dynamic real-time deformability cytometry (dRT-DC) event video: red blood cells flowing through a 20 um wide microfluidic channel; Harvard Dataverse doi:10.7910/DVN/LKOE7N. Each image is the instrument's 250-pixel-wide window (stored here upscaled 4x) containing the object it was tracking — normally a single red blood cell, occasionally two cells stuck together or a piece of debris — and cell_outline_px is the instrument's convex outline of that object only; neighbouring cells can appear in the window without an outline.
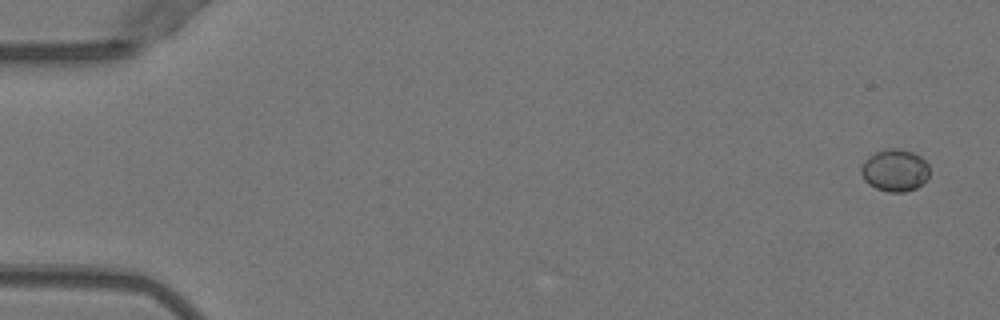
{"species": "Egyptian fruit bat (a non-hibernating species)", "species_latin": "Rousettus aegyptiacus", "temperature_condition": "warm", "stored_images_in_passage": 5, "camera_frame_rate_fps": 3000, "um_per_image_px": 0.085, "animal": {"sex": "female"}, "frame": {"image": 1, "passage_image": 1, "time_ms": 0.0, "image_size_px": [1000, 320], "cell_outline_px": [[928, 176], [916, 188], [904, 192], [888, 192], [876, 188], [868, 184], [864, 180], [860, 172], [860, 168], [864, 160], [868, 156], [876, 152], [888, 148], [900, 148], [912, 152], [920, 156], [928, 164]], "centroid_in_image_um": [76.02, 14.47], "position_along_channel_um": 9.0, "area_um2": 16.82}}
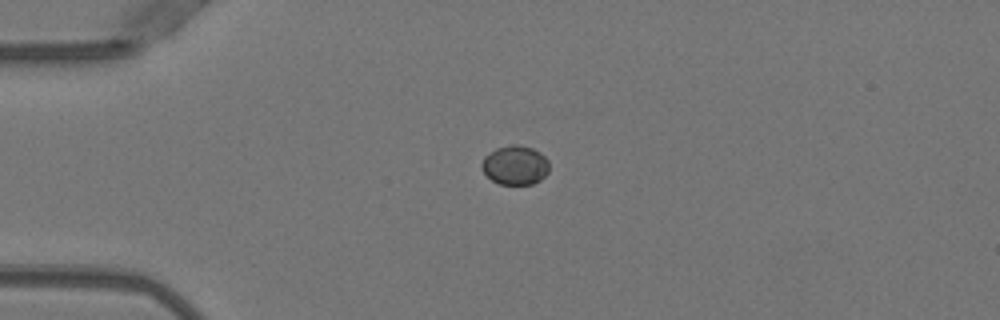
{"frame": {"image": 2, "passage_image": 4, "time_ms": 1.0, "image_size_px": [1000, 320], "cell_outline_px": [[548, 172], [540, 180], [532, 184], [500, 184], [492, 180], [480, 168], [480, 164], [484, 156], [496, 148], [512, 144], [516, 144], [532, 148], [540, 152], [548, 160]], "centroid_in_image_um": [43.77, 14.03], "position_along_channel_um": 41.2, "area_um2": 15.43}}